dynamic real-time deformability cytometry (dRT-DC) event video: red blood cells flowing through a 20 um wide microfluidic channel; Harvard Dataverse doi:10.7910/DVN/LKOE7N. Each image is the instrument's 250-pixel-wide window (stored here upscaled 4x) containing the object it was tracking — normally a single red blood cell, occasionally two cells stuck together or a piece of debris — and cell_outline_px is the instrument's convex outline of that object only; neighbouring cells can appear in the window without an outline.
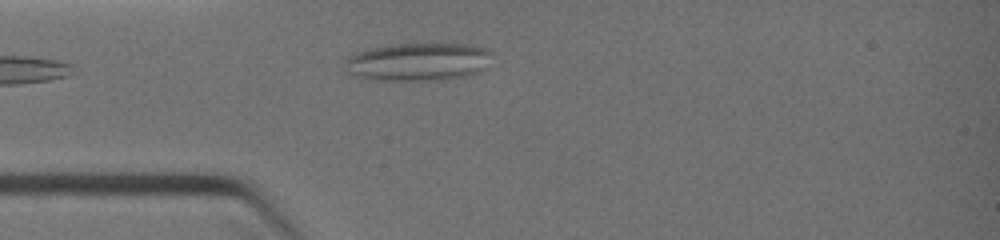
{"species": "common noctule bat (a hibernating species)", "species_latin": "Nyctalus noctula", "temperature_condition": "warm", "stored_images_in_passage": 5, "camera_frame_rate_fps": 3000, "um_per_image_px": 0.085, "animal": {"sex": "female", "body_mass_g": 19.0, "forearm_length_mm": 51.5}, "frame": {"image": 1, "passage_image": 5, "time_ms": 2.667, "image_size_px": [1000, 240], "cell_outline_px": [[492, 52], [484, 68], [480, 72], [464, 76], [436, 80], [376, 80], [352, 76], [344, 72], [344, 60], [348, 56], [356, 52], [372, 48], [392, 44], [464, 44], [488, 48]], "centroid_in_image_um": [35.46, 5.26], "position_along_channel_um": 49.5, "area_um2": 32.77}}